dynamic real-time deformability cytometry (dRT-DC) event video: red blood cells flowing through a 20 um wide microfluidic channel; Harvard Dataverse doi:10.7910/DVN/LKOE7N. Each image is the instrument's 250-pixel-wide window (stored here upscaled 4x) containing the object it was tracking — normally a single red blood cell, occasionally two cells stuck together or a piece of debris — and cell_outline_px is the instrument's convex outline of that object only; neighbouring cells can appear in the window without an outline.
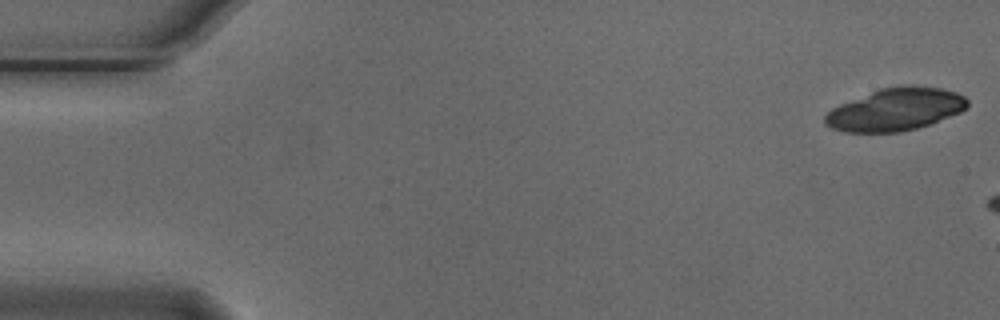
{"species": "Egyptian fruit bat (a non-hibernating species)", "species_latin": "Rousettus aegyptiacus", "temperature_condition": "cold", "stored_images_in_passage": 4, "camera_frame_rate_fps": 3000, "um_per_image_px": 0.085, "animal": {"sex": "male"}, "frame": {"image": 1, "passage_image": 1, "time_ms": 0.0, "image_size_px": [1000, 320], "cell_outline_px": [[968, 108], [960, 112], [932, 124], [900, 132], [844, 132], [832, 128], [824, 124], [824, 116], [832, 108], [840, 104], [880, 88], [900, 84], [912, 84], [940, 88], [956, 92], [964, 96], [968, 100]], "centroid_in_image_um": [76.14, 9.29], "position_along_channel_um": 8.9, "area_um2": 35.66}}